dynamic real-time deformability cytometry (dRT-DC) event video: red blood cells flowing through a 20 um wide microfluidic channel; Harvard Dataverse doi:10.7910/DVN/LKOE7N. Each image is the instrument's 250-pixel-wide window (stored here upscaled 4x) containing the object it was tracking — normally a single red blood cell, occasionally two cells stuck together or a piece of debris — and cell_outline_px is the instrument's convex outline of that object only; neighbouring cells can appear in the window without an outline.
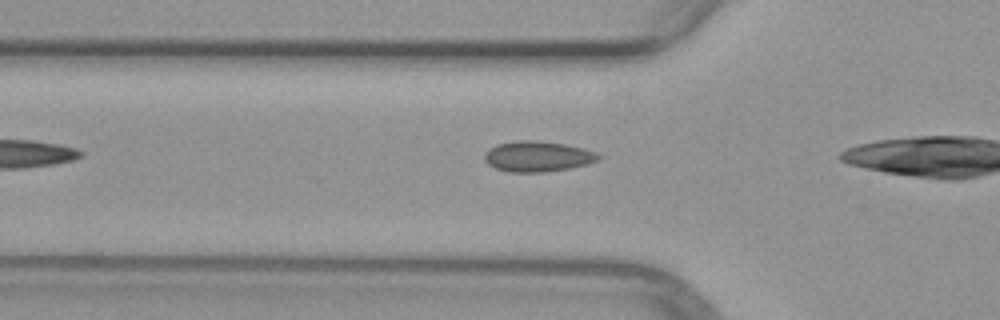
{"species": "common noctule bat (a hibernating species)", "species_latin": "Nyctalus noctula", "temperature_condition": "warm", "stored_images_in_passage": 8, "camera_frame_rate_fps": 3000, "um_per_image_px": 0.085, "animal": {"sex": "female", "body_mass_g": 29.2, "forearm_length_mm": 56.3}, "frame": {"image": 1, "passage_image": 3, "time_ms": 0.667, "image_size_px": [1000, 320], "cell_outline_px": [[600, 160], [588, 164], [568, 168], [544, 172], [508, 172], [496, 168], [488, 164], [484, 160], [484, 152], [488, 148], [496, 144], [516, 140], [540, 140], [564, 144], [584, 148], [596, 152], [600, 156]], "centroid_in_image_um": [45.67, 13.28], "position_along_channel_um": 80.1, "area_um2": 20.52}}
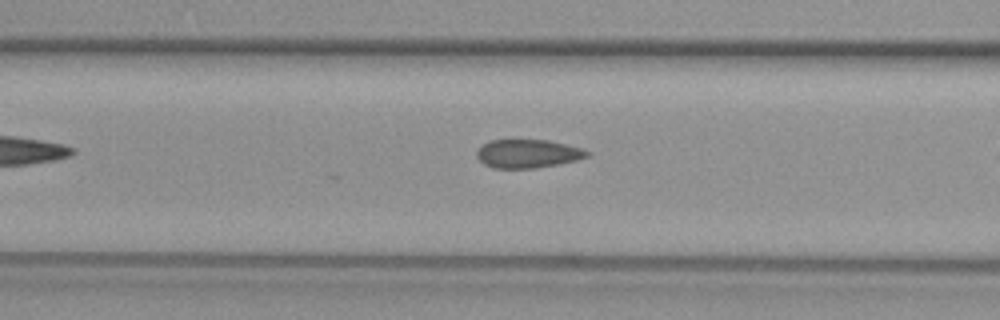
{"frame": {"image": 2, "passage_image": 6, "time_ms": 1.667, "image_size_px": [1000, 320], "cell_outline_px": [[592, 152], [588, 156], [576, 160], [560, 164], [536, 168], [492, 168], [484, 164], [476, 156], [476, 152], [488, 140], [548, 140], [584, 148]], "centroid_in_image_um": [44.9, 13.06], "position_along_channel_um": 121.7, "area_um2": 18.44}}